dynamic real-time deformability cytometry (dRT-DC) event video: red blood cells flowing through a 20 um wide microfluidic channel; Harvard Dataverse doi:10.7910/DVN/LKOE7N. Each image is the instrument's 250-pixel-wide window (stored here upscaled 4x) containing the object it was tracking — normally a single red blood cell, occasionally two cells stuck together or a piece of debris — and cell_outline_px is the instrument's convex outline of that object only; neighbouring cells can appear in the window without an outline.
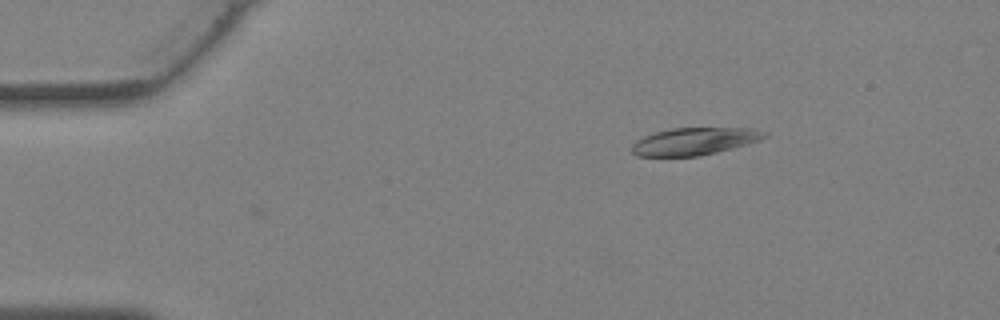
{"species": "Egyptian fruit bat (a non-hibernating species)", "species_latin": "Rousettus aegyptiacus", "temperature_condition": "warm", "stored_images_in_passage": 34, "camera_frame_rate_fps": 3000, "um_per_image_px": 0.085, "animal": {"sex": "female"}, "frame": {"image": 1, "passage_image": 1, "time_ms": 0.0, "image_size_px": [1000, 320], "cell_outline_px": [[768, 136], [760, 140], [716, 152], [700, 156], [636, 156], [632, 152], [632, 144], [636, 140], [644, 136], [656, 132], [672, 128], [752, 128], [768, 132]], "centroid_in_image_um": [59.02, 12.01], "position_along_channel_um": 26.0, "area_um2": 21.04}}
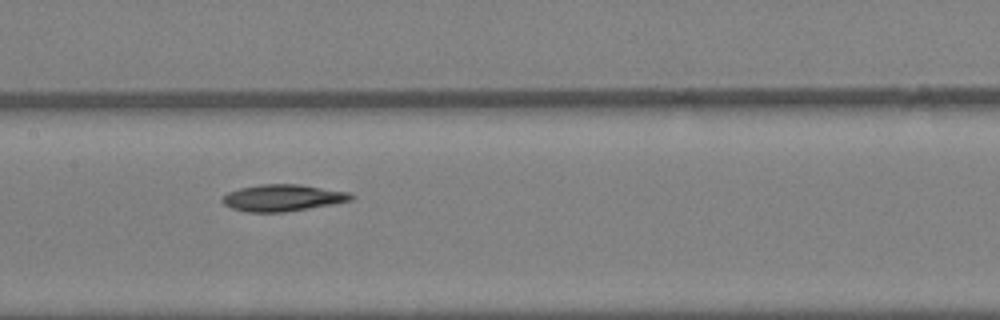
{"frame": {"image": 2, "passage_image": 14, "time_ms": 4.333, "image_size_px": [1000, 320], "cell_outline_px": [[356, 196], [352, 200], [336, 204], [284, 212], [248, 212], [232, 208], [224, 204], [220, 200], [228, 192], [240, 188], [260, 184], [300, 184], [348, 192]], "centroid_in_image_um": [24.06, 16.81], "position_along_channel_um": 183.3, "area_um2": 20.11}}
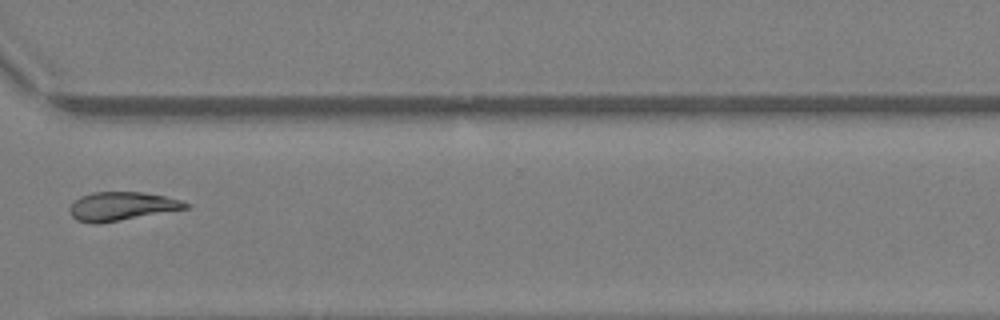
{"frame": {"image": 3, "passage_image": 24, "time_ms": 7.667, "image_size_px": [1000, 320], "cell_outline_px": [[188, 208], [120, 220], [96, 224], [92, 224], [76, 220], [72, 216], [68, 208], [80, 196], [92, 192], [140, 192], [164, 196], [180, 200], [188, 204]], "centroid_in_image_um": [10.29, 17.53], "position_along_channel_um": 360.3, "area_um2": 19.07}}